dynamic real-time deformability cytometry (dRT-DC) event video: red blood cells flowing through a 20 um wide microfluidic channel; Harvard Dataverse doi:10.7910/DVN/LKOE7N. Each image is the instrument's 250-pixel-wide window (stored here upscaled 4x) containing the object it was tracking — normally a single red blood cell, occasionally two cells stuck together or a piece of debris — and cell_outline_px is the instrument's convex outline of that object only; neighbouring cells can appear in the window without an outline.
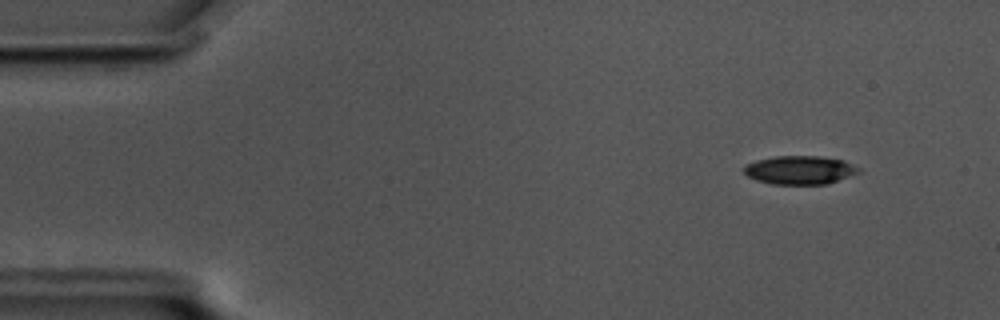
{"species": "common noctule bat (a hibernating species)", "species_latin": "Nyctalus noctula", "temperature_condition": "cold", "stored_images_in_passage": 57, "camera_frame_rate_fps": 3000, "um_per_image_px": 0.085, "animal": {"sex": "male", "body_mass_g": 17.5, "forearm_length_mm": 52.3}, "frame": {"image": 1, "passage_image": 5, "time_ms": 1.333, "image_size_px": [1000, 320], "cell_outline_px": [[860, 172], [824, 184], [772, 184], [756, 180], [748, 176], [744, 172], [744, 164], [756, 160], [772, 156], [820, 156], [844, 160], [860, 168]], "centroid_in_image_um": [67.94, 14.44], "position_along_channel_um": 17.1, "area_um2": 19.02}}
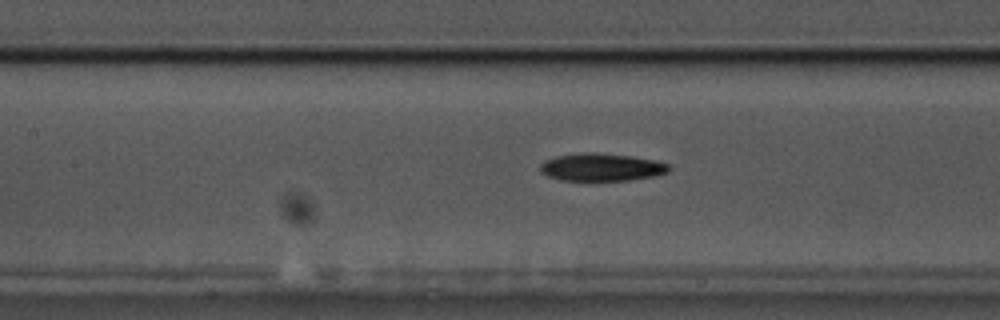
{"frame": {"image": 2, "passage_image": 25, "time_ms": 8.0, "image_size_px": [1000, 320], "cell_outline_px": [[672, 168], [668, 172], [656, 176], [628, 180], [560, 180], [548, 176], [540, 172], [540, 164], [544, 160], [556, 156], [588, 152], [596, 152], [632, 156], [652, 160], [668, 164]], "centroid_in_image_um": [51.12, 14.21], "position_along_channel_um": 156.3, "area_um2": 20.75}}
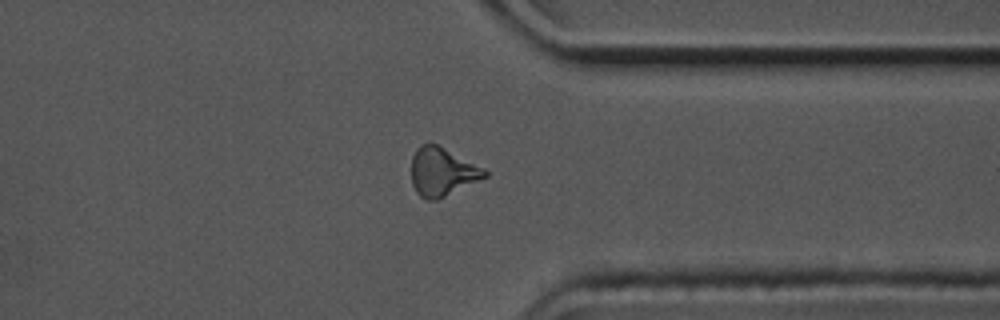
{"frame": {"image": 3, "passage_image": 44, "time_ms": 14.333, "image_size_px": [1000, 320], "cell_outline_px": [[488, 176], [436, 200], [428, 200], [420, 196], [416, 192], [412, 184], [412, 156], [416, 148], [420, 144], [436, 144], [484, 168], [488, 172]], "centroid_in_image_um": [37.57, 14.6], "position_along_channel_um": 373.8, "area_um2": 20.4}, "authors_computed_cell_mechanics": {"area_um2": 19.9988, "velocity_mm_per_s": 3.4914, "shape_relaxation_time_tau1_ms": 3.4537, "shape_relaxation_time_tau2_ms": null, "deformation_change_tau1": 0.1298, "deformation_change_tau2": null}}